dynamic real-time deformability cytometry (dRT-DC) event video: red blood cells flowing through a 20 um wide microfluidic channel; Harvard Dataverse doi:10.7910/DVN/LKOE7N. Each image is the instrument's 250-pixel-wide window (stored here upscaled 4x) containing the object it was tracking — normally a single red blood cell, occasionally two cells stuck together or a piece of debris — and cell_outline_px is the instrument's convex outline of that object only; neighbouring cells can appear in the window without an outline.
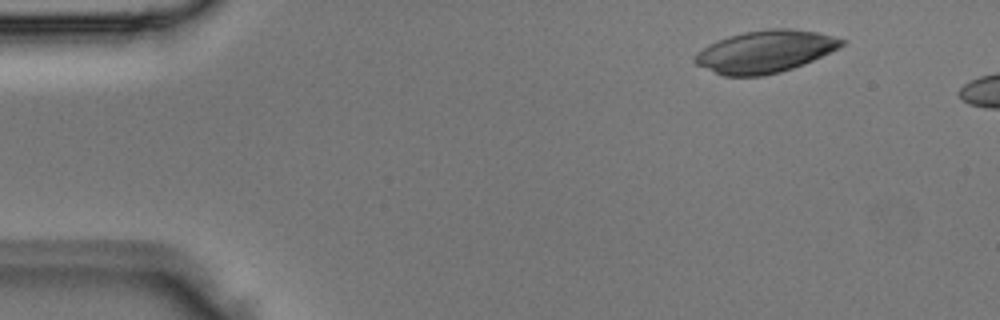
{"species": "Egyptian fruit bat (a non-hibernating species)", "species_latin": "Rousettus aegyptiacus", "temperature_condition": "room temperature", "stored_images_in_passage": 2, "camera_frame_rate_fps": 3000, "um_per_image_px": 0.085, "animal": {"sex": "male"}, "frame": {"image": 1, "passage_image": 1, "time_ms": 0.0, "image_size_px": [1000, 320], "cell_outline_px": [[848, 40], [840, 48], [804, 64], [780, 72], [760, 76], [724, 76], [696, 64], [692, 60], [692, 56], [696, 52], [708, 44], [728, 36], [744, 32], [768, 28], [788, 28], [816, 32]], "centroid_in_image_um": [65.02, 4.38], "position_along_channel_um": 20.0, "area_um2": 36.24}}